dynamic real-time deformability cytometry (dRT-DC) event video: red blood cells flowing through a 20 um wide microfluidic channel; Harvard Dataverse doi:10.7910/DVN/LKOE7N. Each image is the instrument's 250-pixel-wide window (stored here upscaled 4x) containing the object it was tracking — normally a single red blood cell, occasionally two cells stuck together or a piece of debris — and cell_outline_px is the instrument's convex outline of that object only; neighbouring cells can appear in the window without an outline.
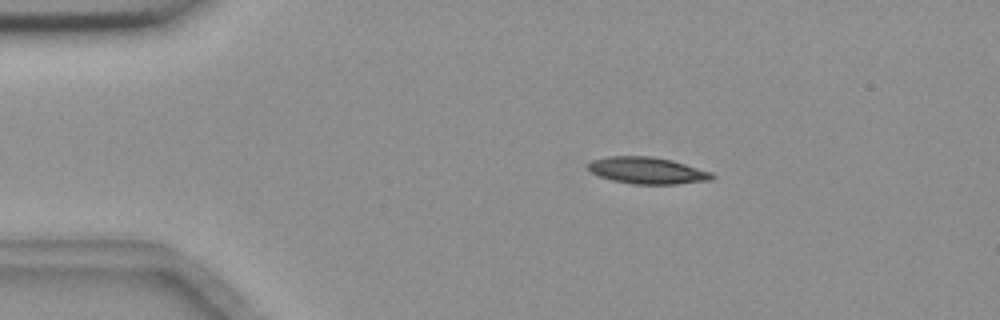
{"species": "common noctule bat (a hibernating species)", "species_latin": "Nyctalus noctula", "temperature_condition": "room temperature", "stored_images_in_passage": 4, "camera_frame_rate_fps": 3000, "um_per_image_px": 0.085, "animal": {"sex": "female", "body_mass_g": 18.4}, "frame": {"image": 1, "passage_image": 1, "time_ms": 0.0, "image_size_px": [1000, 320], "cell_outline_px": [[716, 176], [712, 180], [676, 184], [632, 184], [612, 180], [600, 176], [592, 172], [588, 168], [588, 164], [592, 160], [608, 156], [652, 156], [672, 160], [712, 172]], "centroid_in_image_um": [55.05, 14.49], "position_along_channel_um": 30.0, "area_um2": 19.31}}